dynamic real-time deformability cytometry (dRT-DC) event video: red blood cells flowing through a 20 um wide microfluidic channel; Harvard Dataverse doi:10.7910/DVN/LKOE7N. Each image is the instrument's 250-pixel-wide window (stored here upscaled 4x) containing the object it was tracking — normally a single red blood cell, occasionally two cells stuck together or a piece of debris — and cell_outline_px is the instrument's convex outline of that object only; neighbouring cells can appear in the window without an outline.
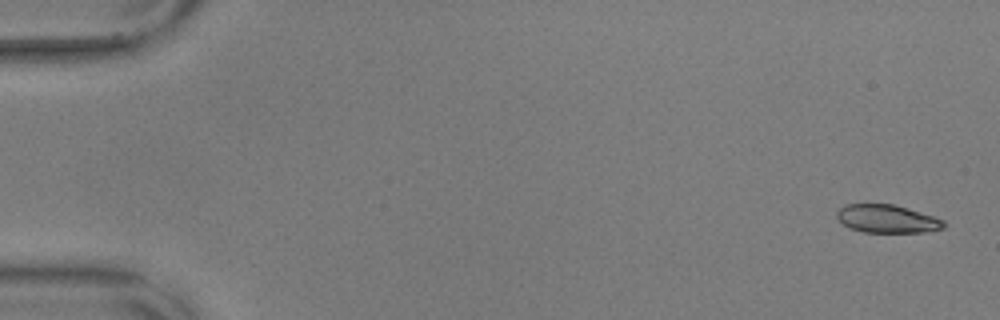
{"species": "common noctule bat (a hibernating species)", "species_latin": "Nyctalus noctula", "temperature_condition": "warm", "stored_images_in_passage": 46, "camera_frame_rate_fps": 3000, "um_per_image_px": 0.085, "animal": {"sex": "male", "body_mass_g": 17.9, "forearm_length_mm": 54.2}, "frame": {"image": 1, "passage_image": 2, "time_ms": 0.333, "image_size_px": [1000, 320], "cell_outline_px": [[948, 224], [944, 228], [924, 232], [864, 232], [848, 228], [836, 216], [836, 212], [844, 204], [892, 204], [932, 216], [944, 220]], "centroid_in_image_um": [75.39, 18.6], "position_along_channel_um": 9.6, "area_um2": 17.4}}
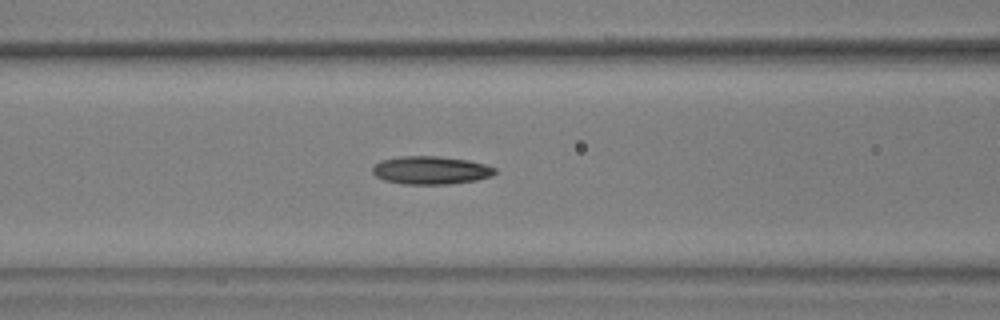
{"frame": {"image": 2, "passage_image": 24, "time_ms": 7.667, "image_size_px": [1000, 320], "cell_outline_px": [[496, 172], [492, 176], [476, 180], [448, 184], [404, 184], [384, 180], [376, 176], [372, 172], [372, 168], [380, 160], [400, 156], [436, 156], [468, 160], [484, 164], [496, 168]], "centroid_in_image_um": [36.61, 14.47], "position_along_channel_um": 130.0, "area_um2": 20.0}}
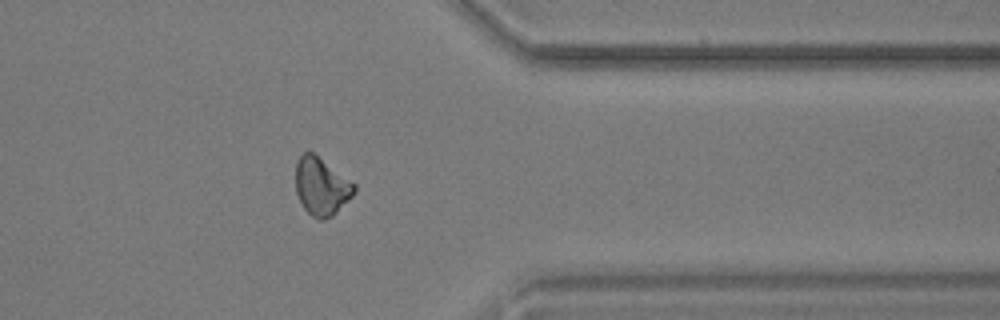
{"frame": {"image": 3, "passage_image": 46, "time_ms": 15.0, "image_size_px": [1000, 320], "cell_outline_px": [[356, 192], [332, 216], [324, 220], [320, 220], [312, 216], [304, 208], [296, 192], [296, 160], [304, 152], [312, 152], [356, 184]], "centroid_in_image_um": [27.32, 15.85], "position_along_channel_um": 384.1, "area_um2": 19.54}, "authors_computed_cell_mechanics": {"area_um2": 19.2763, "velocity_mm_per_s": 3.5922, "shape_relaxation_time_tau1_ms": 10.1348, "shape_relaxation_time_tau2_ms": 6.6815, "deformation_change_tau1": 0.1821, "deformation_change_tau2": 0.1465}}